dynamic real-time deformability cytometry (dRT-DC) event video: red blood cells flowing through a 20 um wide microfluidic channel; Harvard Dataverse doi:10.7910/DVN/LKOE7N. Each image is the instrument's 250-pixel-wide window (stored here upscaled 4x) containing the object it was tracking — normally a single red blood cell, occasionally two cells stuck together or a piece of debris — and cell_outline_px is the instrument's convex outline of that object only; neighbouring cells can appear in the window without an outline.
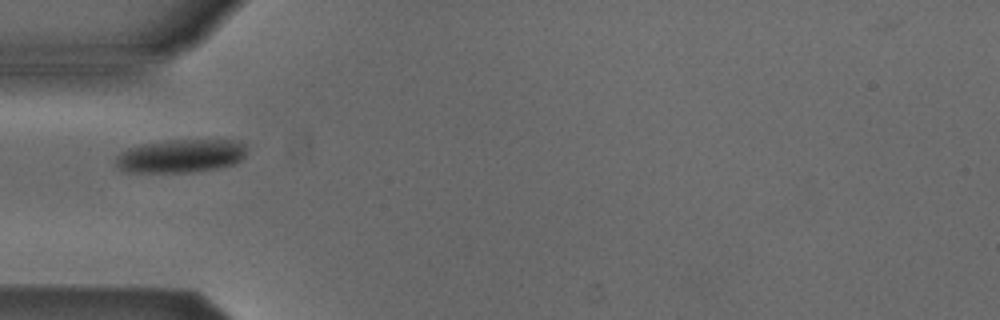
{"species": "Egyptian fruit bat (a non-hibernating species)", "species_latin": "Rousettus aegyptiacus", "temperature_condition": "cold", "stored_images_in_passage": 22, "camera_frame_rate_fps": 3000, "um_per_image_px": 0.085, "animal": {"sex": "male"}, "frame": {"image": 1, "passage_image": 1, "time_ms": 0.0, "image_size_px": [1000, 320], "cell_outline_px": [[248, 148], [244, 156], [236, 164], [216, 168], [192, 172], [124, 172], [116, 164], [116, 156], [120, 152], [128, 148], [140, 144], [168, 140], [232, 140], [244, 144]], "centroid_in_image_um": [15.36, 13.25], "position_along_channel_um": 69.6, "area_um2": 25.55}}
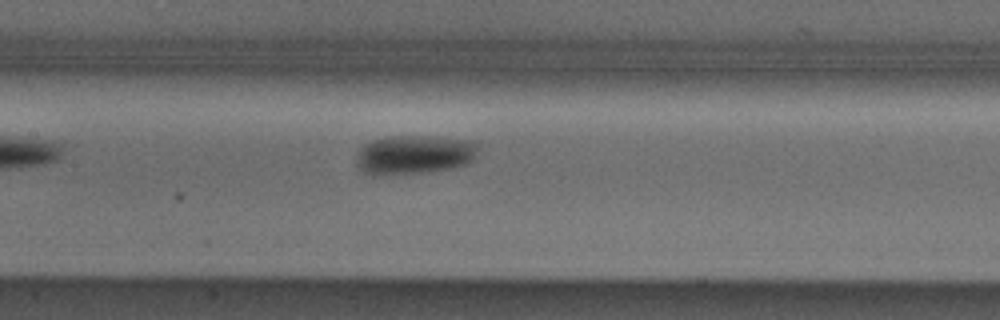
{"frame": {"image": 2, "passage_image": 9, "time_ms": 2.667, "image_size_px": [1000, 320], "cell_outline_px": [[480, 144], [472, 160], [464, 164], [452, 168], [428, 172], [380, 176], [372, 176], [356, 168], [356, 160], [360, 148], [364, 144], [372, 140], [388, 136], [428, 136], [472, 140]], "centroid_in_image_um": [35.16, 13.16], "position_along_channel_um": 172.2, "area_um2": 28.21}}
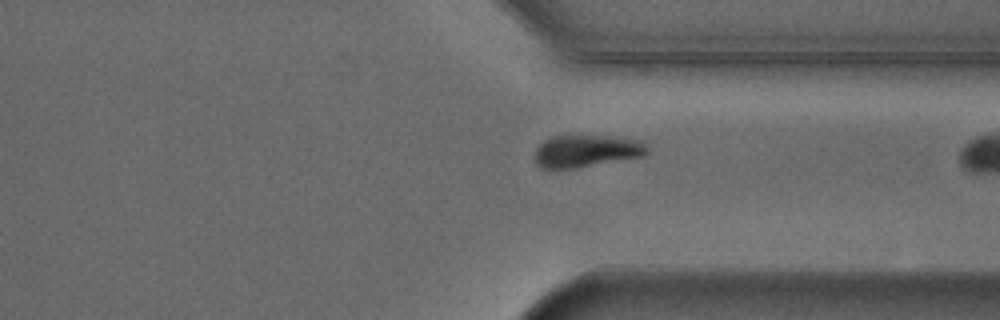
{"frame": {"image": 3, "passage_image": 21, "time_ms": 6.667, "image_size_px": [1000, 320], "cell_outline_px": [[648, 152], [644, 156], [572, 168], [540, 168], [536, 164], [536, 148], [544, 140], [552, 136], [612, 136], [644, 140], [648, 144]], "centroid_in_image_um": [49.9, 12.82], "position_along_channel_um": 361.5, "area_um2": 21.1}}